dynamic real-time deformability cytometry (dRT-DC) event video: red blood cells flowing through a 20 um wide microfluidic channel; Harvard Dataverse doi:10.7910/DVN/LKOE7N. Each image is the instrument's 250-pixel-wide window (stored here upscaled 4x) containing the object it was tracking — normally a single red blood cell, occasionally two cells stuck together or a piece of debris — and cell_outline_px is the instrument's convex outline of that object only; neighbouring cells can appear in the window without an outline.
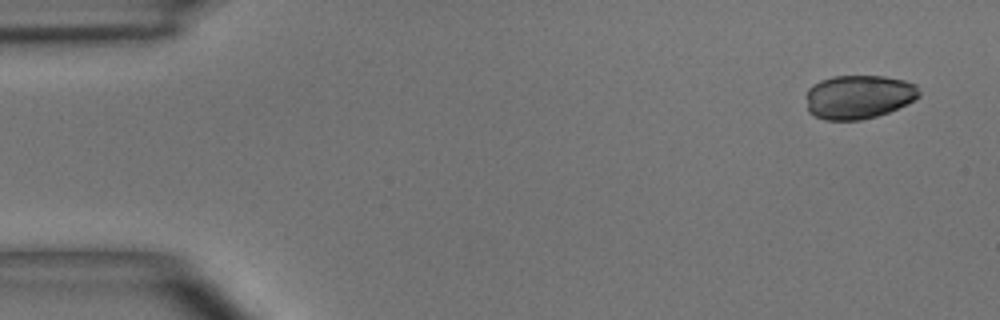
{"species": "common noctule bat (a hibernating species)", "species_latin": "Nyctalus noctula", "temperature_condition": "room temperature", "stored_images_in_passage": 4, "camera_frame_rate_fps": 3000, "um_per_image_px": 0.085, "animal": {"sex": "male", "body_mass_g": 15.6}, "frame": {"image": 1, "passage_image": 1, "time_ms": 0.0, "image_size_px": [1000, 320], "cell_outline_px": [[920, 96], [888, 112], [876, 116], [860, 120], [824, 120], [808, 112], [808, 88], [812, 84], [820, 80], [832, 76], [884, 76], [904, 80], [916, 84], [920, 92]], "centroid_in_image_um": [72.97, 8.22], "position_along_channel_um": 12.0, "area_um2": 28.73}}
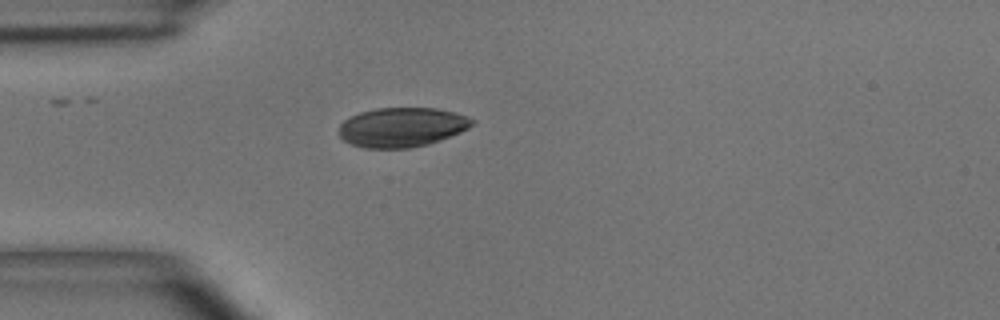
{"frame": {"image": 2, "passage_image": 4, "time_ms": 3.667, "image_size_px": [1000, 320], "cell_outline_px": [[476, 120], [468, 128], [460, 132], [440, 140], [428, 144], [408, 148], [364, 148], [352, 144], [344, 140], [340, 136], [340, 124], [344, 120], [360, 112], [376, 108], [436, 108], [468, 116]], "centroid_in_image_um": [34.17, 10.81], "position_along_channel_um": 50.8, "area_um2": 30.46}}